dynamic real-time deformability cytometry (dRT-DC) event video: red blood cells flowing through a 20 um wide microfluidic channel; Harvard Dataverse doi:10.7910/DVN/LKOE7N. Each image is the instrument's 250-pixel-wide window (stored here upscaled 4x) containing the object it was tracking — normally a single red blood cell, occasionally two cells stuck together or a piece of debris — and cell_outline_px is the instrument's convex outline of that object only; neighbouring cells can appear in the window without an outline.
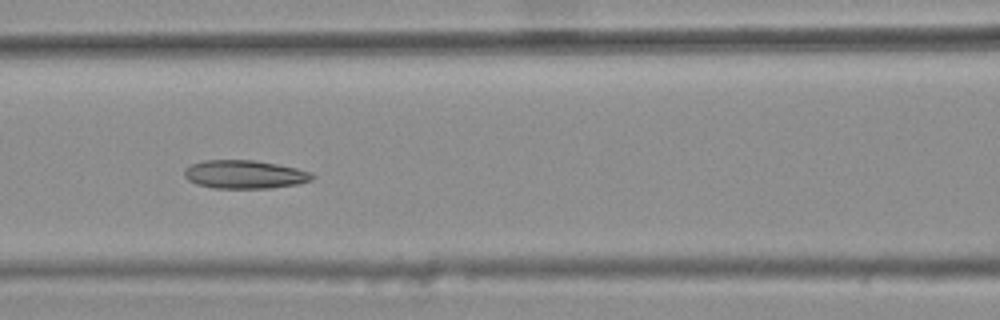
{"species": "common noctule bat (a hibernating species)", "species_latin": "Nyctalus noctula", "temperature_condition": "warm", "stored_images_in_passage": 7, "camera_frame_rate_fps": 3000, "um_per_image_px": 0.085, "animal": {"sex": "female", "body_mass_g": 25.1}, "frame": {"image": 1, "passage_image": 5, "time_ms": 1.333, "image_size_px": [1000, 320], "cell_outline_px": [[316, 176], [312, 180], [296, 184], [272, 188], [212, 188], [196, 184], [188, 180], [184, 176], [184, 168], [192, 164], [204, 160], [256, 160], [296, 168], [308, 172]], "centroid_in_image_um": [20.76, 14.82], "position_along_channel_um": 145.8, "area_um2": 21.15}}
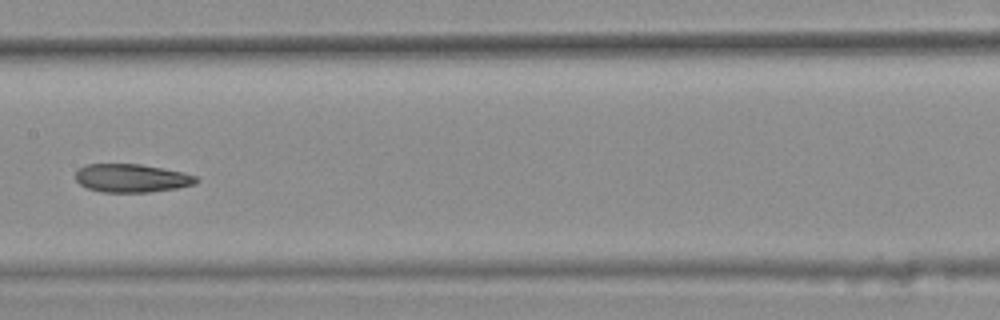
{"frame": {"image": 2, "passage_image": 6, "time_ms": 1.667, "image_size_px": [1000, 320], "cell_outline_px": [[200, 180], [196, 184], [176, 188], [148, 192], [100, 192], [88, 188], [80, 184], [76, 180], [76, 172], [84, 164], [140, 164], [164, 168], [184, 172], [196, 176]], "centroid_in_image_um": [11.21, 15.14], "position_along_channel_um": 196.2, "area_um2": 20.0}}
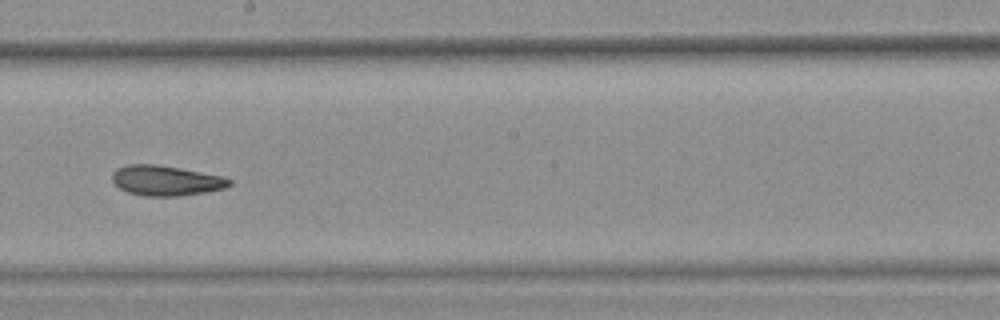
{"frame": {"image": 3, "passage_image": 7, "time_ms": 2.0, "image_size_px": [1000, 320], "cell_outline_px": [[232, 184], [224, 188], [204, 192], [180, 196], [148, 196], [128, 192], [120, 188], [112, 180], [112, 172], [116, 168], [128, 164], [156, 164], [180, 168], [220, 176], [232, 180]], "centroid_in_image_um": [14.08, 15.34], "position_along_channel_um": 234.1, "area_um2": 20.4}}